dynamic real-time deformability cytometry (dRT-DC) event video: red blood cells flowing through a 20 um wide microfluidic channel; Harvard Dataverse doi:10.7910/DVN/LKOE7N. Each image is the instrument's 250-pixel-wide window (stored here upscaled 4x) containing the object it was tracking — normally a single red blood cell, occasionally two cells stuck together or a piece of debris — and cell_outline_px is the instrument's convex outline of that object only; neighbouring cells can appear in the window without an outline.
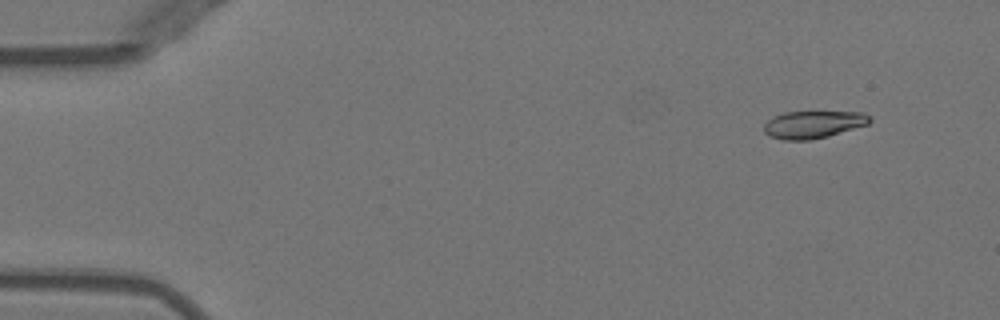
{"species": "Egyptian fruit bat (a non-hibernating species)", "species_latin": "Rousettus aegyptiacus", "temperature_condition": "warm", "stored_images_in_passage": 9, "camera_frame_rate_fps": 3000, "um_per_image_px": 0.085, "animal": {"sex": "female"}, "frame": {"image": 1, "passage_image": 1, "time_ms": 0.0, "image_size_px": [1000, 320], "cell_outline_px": [[872, 120], [868, 124], [828, 136], [808, 140], [784, 140], [768, 136], [764, 132], [764, 124], [772, 116], [784, 112], [864, 112], [872, 116]], "centroid_in_image_um": [69.12, 10.57], "position_along_channel_um": 15.9, "area_um2": 16.99}}